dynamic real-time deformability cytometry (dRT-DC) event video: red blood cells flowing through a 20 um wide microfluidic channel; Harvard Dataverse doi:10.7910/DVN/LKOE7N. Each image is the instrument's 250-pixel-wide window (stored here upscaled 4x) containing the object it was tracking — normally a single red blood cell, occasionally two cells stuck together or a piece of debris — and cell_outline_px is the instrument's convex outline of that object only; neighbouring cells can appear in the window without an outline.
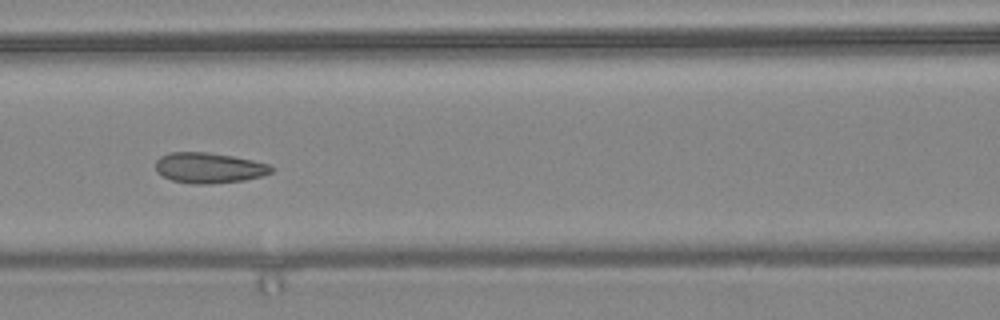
{"species": "common noctule bat (a hibernating species)", "species_latin": "Nyctalus noctula", "temperature_condition": "warm", "stored_images_in_passage": 10, "camera_frame_rate_fps": 3000, "um_per_image_px": 0.085, "animal": {"sex": "female", "body_mass_g": 24.6, "forearm_length_mm": 56.2}, "frame": {"image": 1, "passage_image": 7, "time_ms": 2.0, "image_size_px": [1000, 320], "cell_outline_px": [[276, 168], [272, 172], [260, 176], [244, 180], [212, 184], [192, 184], [172, 180], [156, 172], [156, 160], [160, 156], [168, 152], [208, 152], [232, 156], [252, 160], [268, 164]], "centroid_in_image_um": [17.75, 14.26], "position_along_channel_um": 148.8, "area_um2": 20.63}}
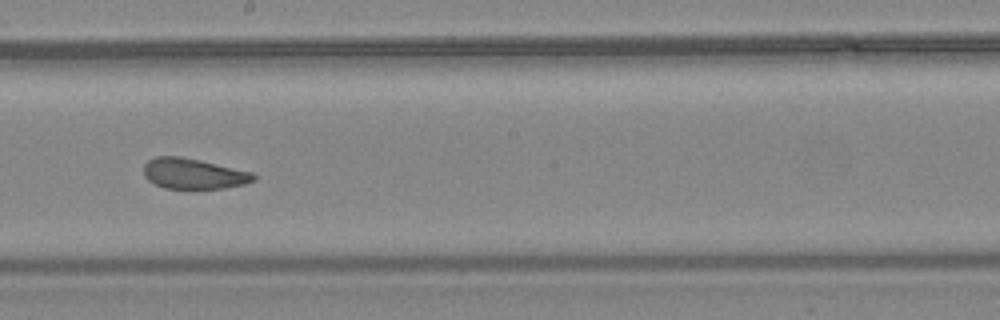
{"frame": {"image": 2, "passage_image": 9, "time_ms": 2.667, "image_size_px": [1000, 320], "cell_outline_px": [[256, 180], [244, 184], [224, 188], [164, 188], [148, 180], [144, 176], [144, 164], [148, 160], [156, 156], [180, 156], [200, 160], [252, 172], [256, 176]], "centroid_in_image_um": [16.44, 14.75], "position_along_channel_um": 231.8, "area_um2": 19.48}}
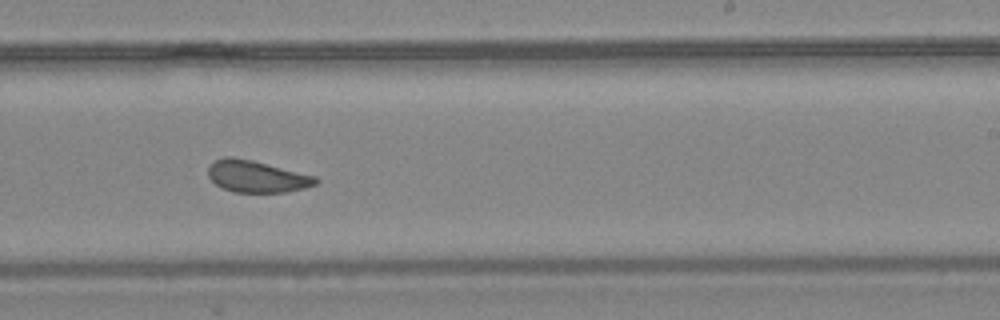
{"frame": {"image": 3, "passage_image": 10, "time_ms": 3.0, "image_size_px": [1000, 320], "cell_outline_px": [[320, 180], [316, 184], [304, 188], [284, 192], [232, 192], [220, 188], [208, 176], [208, 168], [216, 160], [224, 156], [232, 156], [252, 160], [316, 176]], "centroid_in_image_um": [21.81, 15.0], "position_along_channel_um": 267.2, "area_um2": 19.94}}